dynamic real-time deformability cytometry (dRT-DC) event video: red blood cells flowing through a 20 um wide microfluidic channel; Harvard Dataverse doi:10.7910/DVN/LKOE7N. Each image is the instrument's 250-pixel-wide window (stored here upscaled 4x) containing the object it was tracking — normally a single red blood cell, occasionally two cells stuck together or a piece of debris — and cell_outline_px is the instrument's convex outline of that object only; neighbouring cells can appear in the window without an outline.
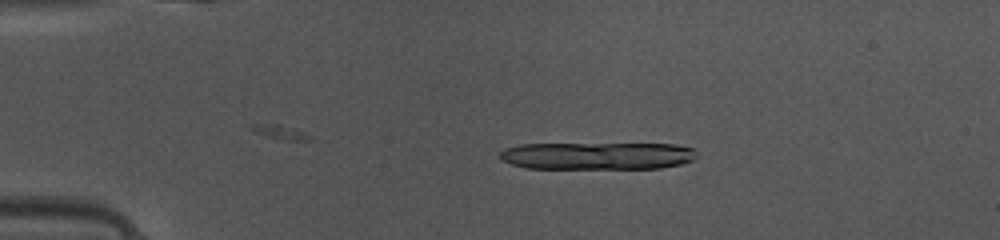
{"species": "common noctule bat (a hibernating species)", "species_latin": "Nyctalus noctula", "temperature_condition": "warm", "stored_images_in_passage": 36, "camera_frame_rate_fps": 3000, "um_per_image_px": 0.085, "animal": {"sex": "female", "body_mass_g": 10.0, "forearm_length_mm": 53.1}, "frame": {"image": 1, "passage_image": 1, "time_ms": 0.0, "image_size_px": [1000, 240], "cell_outline_px": [[696, 156], [692, 160], [680, 164], [660, 168], [528, 168], [512, 164], [500, 160], [500, 152], [504, 148], [520, 144], [676, 144], [692, 148], [696, 152]], "centroid_in_image_um": [50.75, 13.24], "position_along_channel_um": 34.2, "area_um2": 31.33}}
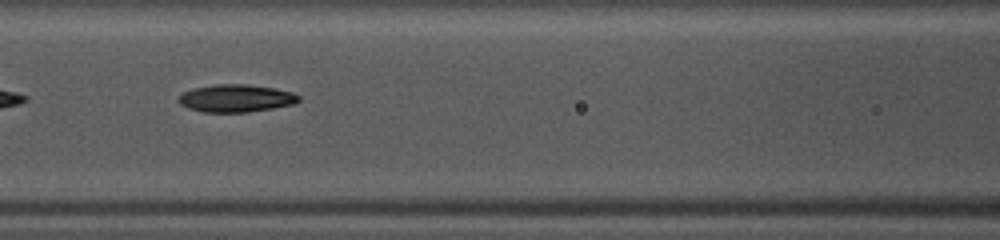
{"frame": {"image": 2, "passage_image": 13, "time_ms": 4.0, "image_size_px": [1000, 240], "cell_outline_px": [[300, 100], [292, 104], [272, 108], [248, 112], [204, 112], [188, 108], [180, 104], [176, 100], [184, 92], [192, 88], [216, 84], [248, 84], [276, 88], [292, 92], [300, 96]], "centroid_in_image_um": [20.05, 8.34], "position_along_channel_um": 146.6, "area_um2": 19.36}}
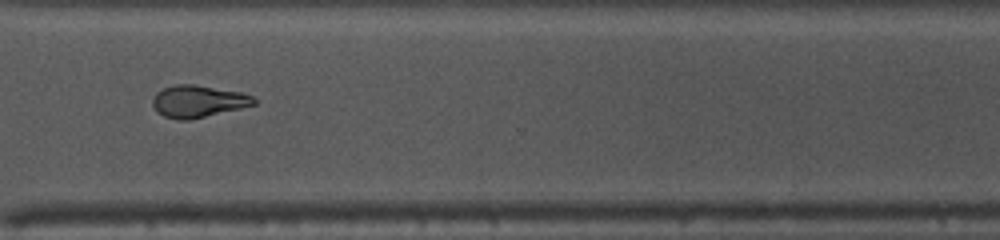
{"frame": {"image": 3, "passage_image": 28, "time_ms": 9.0, "image_size_px": [1000, 240], "cell_outline_px": [[256, 104], [240, 108], [188, 120], [180, 120], [164, 116], [156, 112], [152, 104], [152, 100], [156, 92], [164, 88], [176, 84], [196, 84], [240, 92], [252, 96], [256, 100]], "centroid_in_image_um": [16.81, 8.6], "position_along_channel_um": 353.8, "area_um2": 18.84}, "authors_computed_cell_mechanics": {"area_um2": 19.1607, "velocity_mm_per_s": 4.1554, "shape_relaxation_time_tau1_ms": 6.192, "shape_relaxation_time_tau2_ms": 7.5786, "deformation_change_tau1": 0.1887, "deformation_change_tau2": 0.149}}